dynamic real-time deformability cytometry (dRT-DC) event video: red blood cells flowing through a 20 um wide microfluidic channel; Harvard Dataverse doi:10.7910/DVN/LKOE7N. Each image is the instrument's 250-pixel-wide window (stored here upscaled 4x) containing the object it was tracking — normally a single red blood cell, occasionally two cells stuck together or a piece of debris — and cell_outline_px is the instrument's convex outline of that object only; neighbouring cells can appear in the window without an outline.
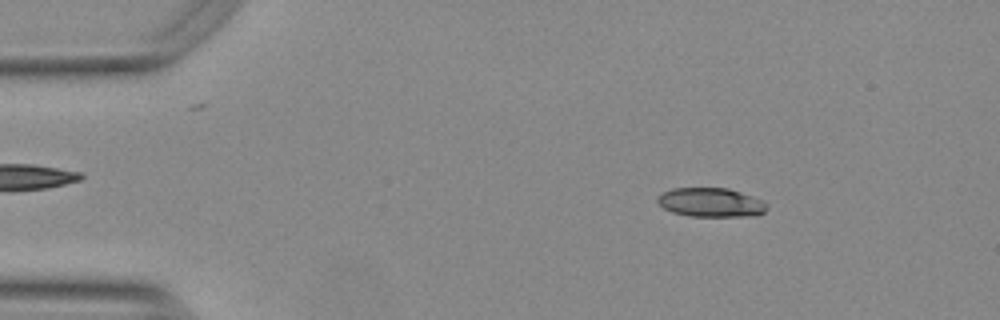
{"species": "Egyptian fruit bat (a non-hibernating species)", "species_latin": "Rousettus aegyptiacus", "temperature_condition": "warm", "stored_images_in_passage": 54, "camera_frame_rate_fps": 3000, "um_per_image_px": 0.085, "animal": {"sex": "female"}, "frame": {"image": 1, "passage_image": 8, "time_ms": 2.333, "image_size_px": [1000, 320], "cell_outline_px": [[768, 208], [764, 212], [756, 216], [688, 216], [672, 212], [664, 208], [656, 200], [656, 196], [672, 188], [728, 188], [764, 200]], "centroid_in_image_um": [60.43, 17.21], "position_along_channel_um": 24.6, "area_um2": 18.61}}
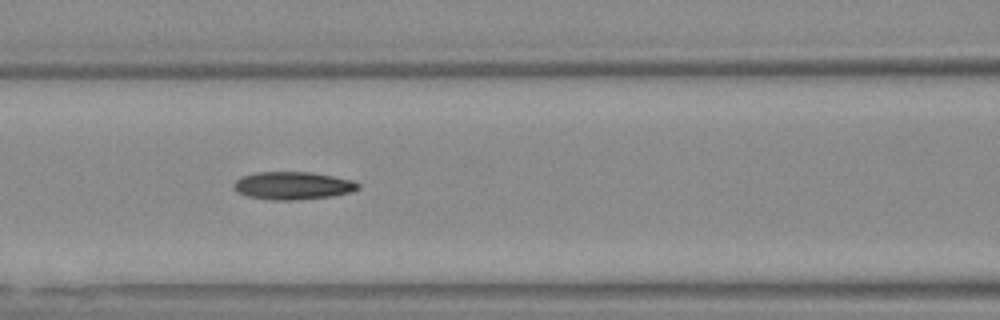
{"frame": {"image": 2, "passage_image": 23, "time_ms": 7.333, "image_size_px": [1000, 320], "cell_outline_px": [[360, 188], [348, 192], [332, 196], [296, 200], [268, 200], [248, 196], [236, 192], [232, 188], [232, 184], [240, 176], [256, 172], [312, 172], [352, 180], [360, 184]], "centroid_in_image_um": [24.82, 15.78], "position_along_channel_um": 141.8, "area_um2": 20.29}}
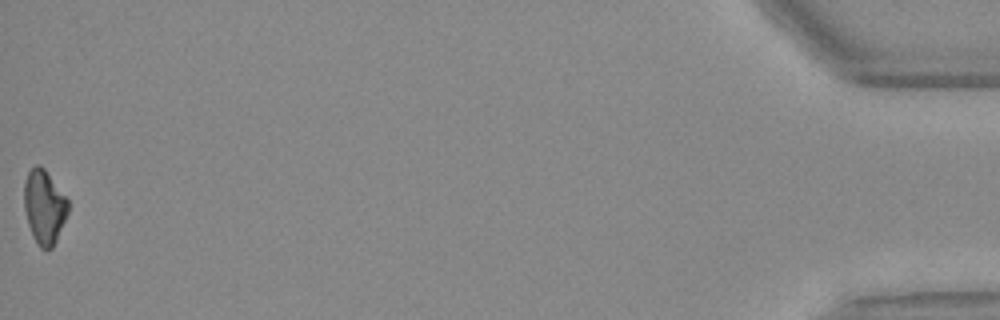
{"frame": {"image": 3, "passage_image": 54, "time_ms": 17.667, "image_size_px": [1000, 320], "cell_outline_px": [[68, 212], [56, 240], [52, 248], [40, 248], [32, 236], [28, 224], [24, 208], [24, 180], [28, 172], [36, 164], [40, 164], [44, 168], [68, 200]], "centroid_in_image_um": [3.74, 17.57], "position_along_channel_um": 431.5, "area_um2": 18.79}, "authors_computed_cell_mechanics": {"area_um2": 19.3919, "velocity_mm_per_s": 3.784, "shape_relaxation_time_tau1_ms": 6.64, "shape_relaxation_time_tau2_ms": 6.026, "deformation_change_tau1": 0.1702, "deformation_change_tau2": 0.1537}}